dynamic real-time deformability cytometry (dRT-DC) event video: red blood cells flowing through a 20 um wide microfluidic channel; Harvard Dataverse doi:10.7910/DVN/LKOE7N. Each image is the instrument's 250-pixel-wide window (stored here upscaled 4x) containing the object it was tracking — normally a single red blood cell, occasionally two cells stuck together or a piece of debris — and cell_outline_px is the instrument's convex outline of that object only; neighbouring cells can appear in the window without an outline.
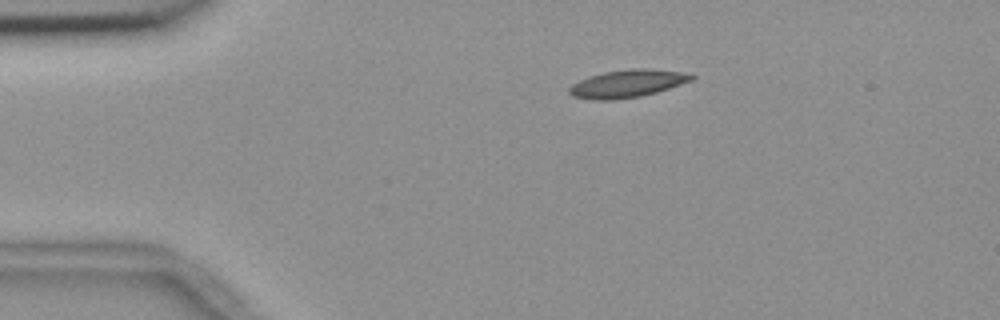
{"species": "common noctule bat (a hibernating species)", "species_latin": "Nyctalus noctula", "temperature_condition": "room temperature", "stored_images_in_passage": 8, "camera_frame_rate_fps": 3000, "um_per_image_px": 0.085, "animal": {"sex": "female", "body_mass_g": 18.4}, "frame": {"image": 1, "passage_image": 1, "time_ms": 0.0, "image_size_px": [1000, 320], "cell_outline_px": [[696, 76], [692, 80], [656, 92], [640, 96], [616, 100], [596, 100], [572, 96], [568, 92], [568, 88], [572, 84], [588, 76], [604, 72], [632, 68], [644, 68], [692, 72]], "centroid_in_image_um": [53.35, 7.09], "position_along_channel_um": 31.7, "area_um2": 19.88}}
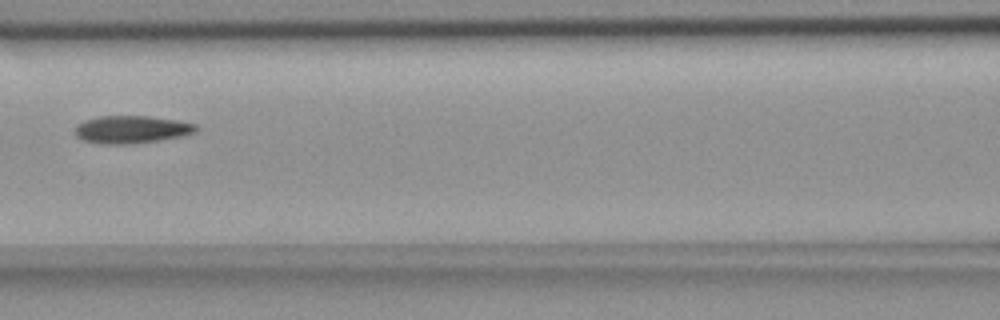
{"frame": {"image": 2, "passage_image": 5, "time_ms": 1.333, "image_size_px": [1000, 320], "cell_outline_px": [[200, 128], [196, 132], [180, 136], [160, 140], [128, 144], [100, 144], [84, 140], [76, 136], [76, 124], [84, 120], [100, 116], [148, 116], [176, 120], [196, 124]], "centroid_in_image_um": [11.18, 11.0], "position_along_channel_um": 155.4, "area_um2": 19.48}}
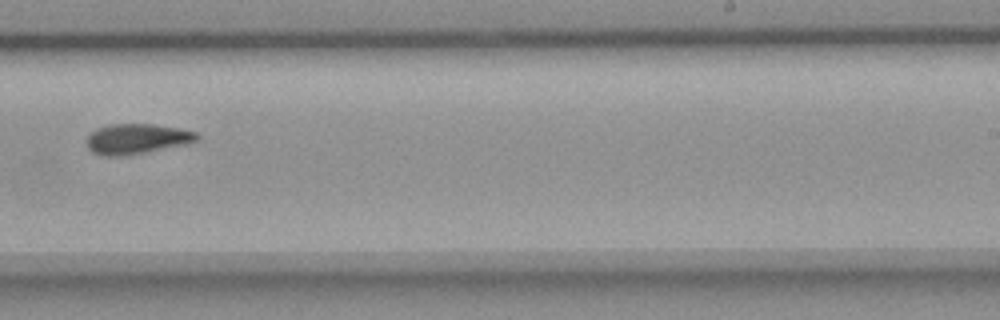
{"frame": {"image": 3, "passage_image": 8, "time_ms": 2.333, "image_size_px": [1000, 320], "cell_outline_px": [[200, 136], [196, 140], [184, 144], [120, 156], [108, 156], [92, 152], [88, 148], [88, 136], [96, 128], [108, 124], [152, 124], [176, 128], [196, 132]], "centroid_in_image_um": [11.58, 11.78], "position_along_channel_um": 277.4, "area_um2": 18.84}}